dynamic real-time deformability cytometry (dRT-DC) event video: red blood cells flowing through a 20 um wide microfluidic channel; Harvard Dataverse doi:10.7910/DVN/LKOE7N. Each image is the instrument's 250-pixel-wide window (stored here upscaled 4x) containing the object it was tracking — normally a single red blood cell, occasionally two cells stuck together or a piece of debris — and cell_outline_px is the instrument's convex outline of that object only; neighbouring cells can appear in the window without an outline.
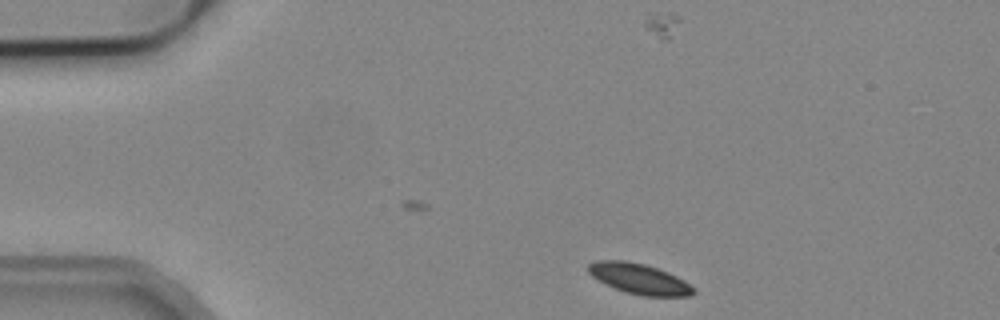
{"species": "common noctule bat (a hibernating species)", "species_latin": "Nyctalus noctula", "temperature_condition": "cold", "stored_images_in_passage": 41, "camera_frame_rate_fps": 3000, "um_per_image_px": 0.085, "animal": {"sex": "male", "body_mass_g": 19.2, "forearm_length_mm": 51.8}, "frame": {"image": 1, "passage_image": 1, "time_ms": 0.0, "image_size_px": [1000, 320], "cell_outline_px": [[696, 292], [688, 296], [640, 296], [624, 292], [592, 276], [588, 272], [588, 264], [596, 260], [624, 260], [644, 264], [668, 272], [684, 280], [696, 288]], "centroid_in_image_um": [54.36, 23.7], "position_along_channel_um": 30.6, "area_um2": 18.61}}
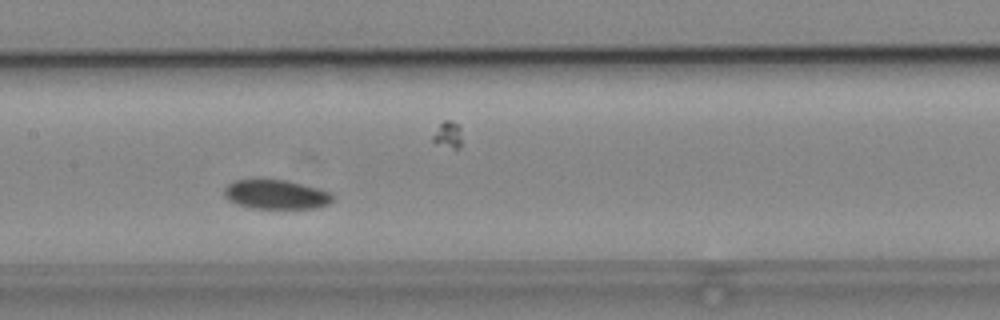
{"frame": {"image": 2, "passage_image": 18, "time_ms": 5.667, "image_size_px": [1000, 320], "cell_outline_px": [[336, 196], [328, 204], [320, 208], [248, 208], [236, 204], [228, 200], [224, 196], [224, 188], [228, 184], [236, 180], [284, 180], [332, 192]], "centroid_in_image_um": [23.47, 16.55], "position_along_channel_um": 183.9, "area_um2": 18.5}}
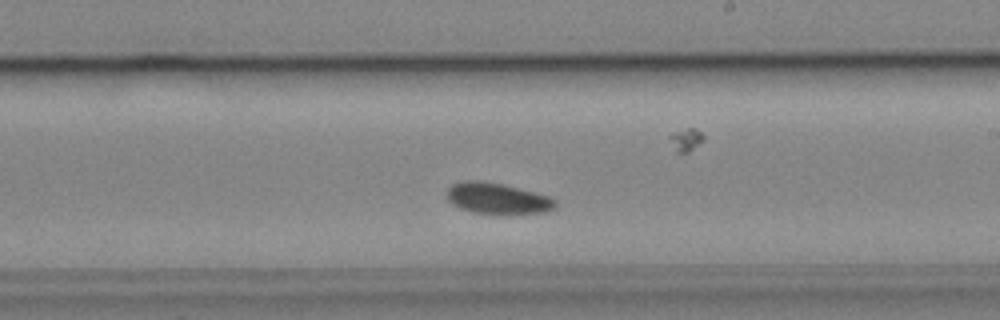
{"frame": {"image": 3, "passage_image": 23, "time_ms": 7.333, "image_size_px": [1000, 320], "cell_outline_px": [[556, 204], [552, 208], [544, 212], [472, 212], [460, 208], [452, 204], [448, 200], [448, 188], [452, 184], [464, 180], [480, 180], [500, 184], [548, 196], [556, 200]], "centroid_in_image_um": [42.21, 16.83], "position_along_channel_um": 246.8, "area_um2": 18.73}}